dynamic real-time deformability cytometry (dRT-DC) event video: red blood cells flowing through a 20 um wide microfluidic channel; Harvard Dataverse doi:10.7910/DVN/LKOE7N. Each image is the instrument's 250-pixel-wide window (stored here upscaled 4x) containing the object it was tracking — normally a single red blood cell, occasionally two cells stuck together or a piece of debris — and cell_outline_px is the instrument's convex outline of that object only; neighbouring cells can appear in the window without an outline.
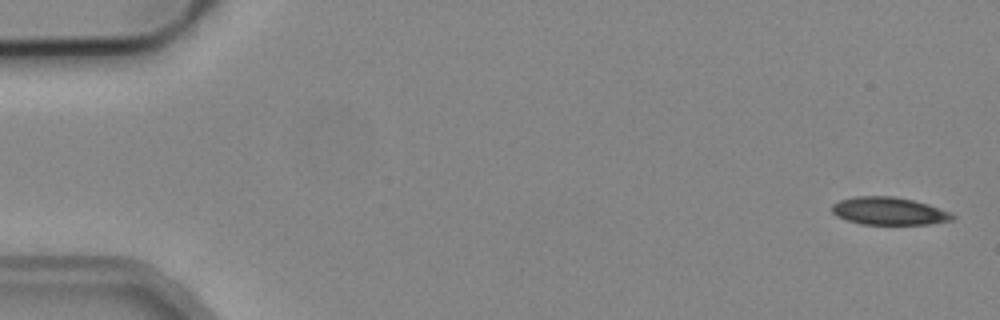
{"species": "common noctule bat (a hibernating species)", "species_latin": "Nyctalus noctula", "temperature_condition": "cold", "stored_images_in_passage": 4, "camera_frame_rate_fps": 3000, "um_per_image_px": 0.085, "animal": {"sex": "male", "body_mass_g": 19.2, "forearm_length_mm": 51.8}, "frame": {"image": 1, "passage_image": 1, "time_ms": 0.0, "image_size_px": [1000, 320], "cell_outline_px": [[956, 216], [952, 220], [928, 224], [864, 224], [848, 220], [836, 216], [832, 212], [832, 204], [840, 200], [856, 196], [892, 196], [912, 200], [928, 204], [948, 212]], "centroid_in_image_um": [75.53, 17.93], "position_along_channel_um": 9.5, "area_um2": 19.19}}
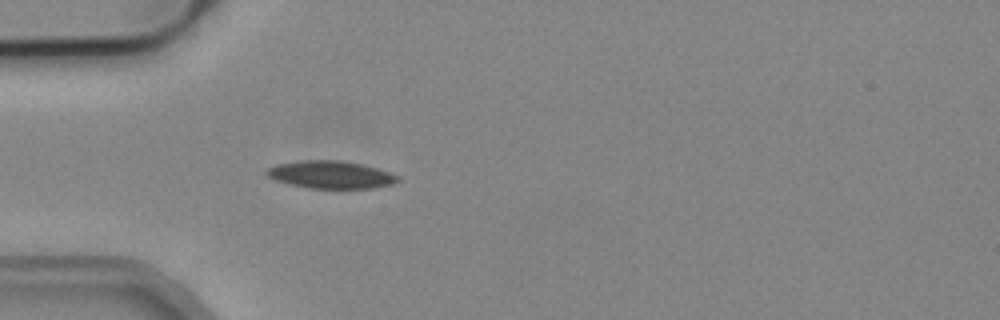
{"frame": {"image": 2, "passage_image": 4, "time_ms": 1.0, "image_size_px": [1000, 320], "cell_outline_px": [[400, 180], [392, 184], [376, 188], [308, 188], [288, 184], [272, 180], [264, 172], [268, 168], [276, 164], [304, 160], [340, 160], [364, 164], [392, 172], [400, 176]], "centroid_in_image_um": [28.13, 14.84], "position_along_channel_um": 56.9, "area_um2": 21.44}}